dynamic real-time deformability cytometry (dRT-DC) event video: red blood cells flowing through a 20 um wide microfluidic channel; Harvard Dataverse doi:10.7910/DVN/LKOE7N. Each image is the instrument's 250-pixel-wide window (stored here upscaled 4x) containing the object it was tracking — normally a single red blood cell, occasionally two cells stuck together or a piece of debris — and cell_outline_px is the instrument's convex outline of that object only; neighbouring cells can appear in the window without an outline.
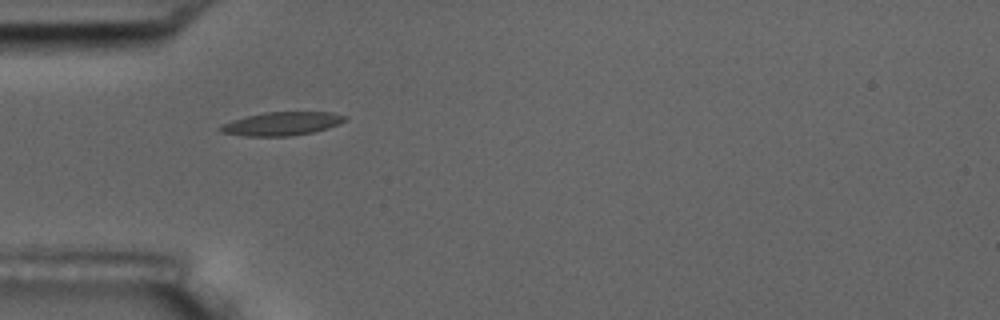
{"species": "common noctule bat (a hibernating species)", "species_latin": "Nyctalus noctula", "temperature_condition": "room temperature", "stored_images_in_passage": 5, "camera_frame_rate_fps": 3000, "um_per_image_px": 0.085, "animal": {"sex": "male", "body_mass_g": 17.5, "forearm_length_mm": 52.3}, "frame": {"image": 1, "passage_image": 1, "time_ms": 0.0, "image_size_px": [1000, 320], "cell_outline_px": [[348, 120], [340, 124], [328, 128], [312, 132], [288, 136], [244, 136], [220, 132], [216, 128], [232, 120], [264, 112], [332, 112], [348, 116]], "centroid_in_image_um": [23.99, 10.51], "position_along_channel_um": 61.0, "area_um2": 17.11}}
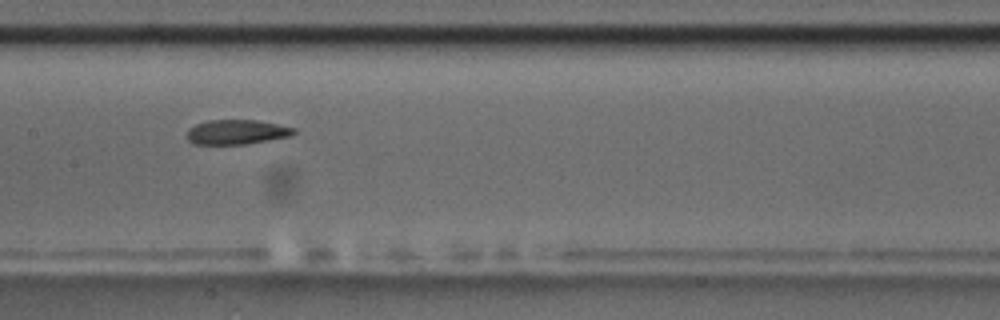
{"frame": {"image": 2, "passage_image": 4, "time_ms": 3.667, "image_size_px": [1000, 320], "cell_outline_px": [[296, 132], [292, 136], [248, 144], [192, 144], [188, 140], [188, 128], [196, 124], [208, 120], [256, 120], [296, 128]], "centroid_in_image_um": [20.13, 11.23], "position_along_channel_um": 187.3, "area_um2": 15.43}}
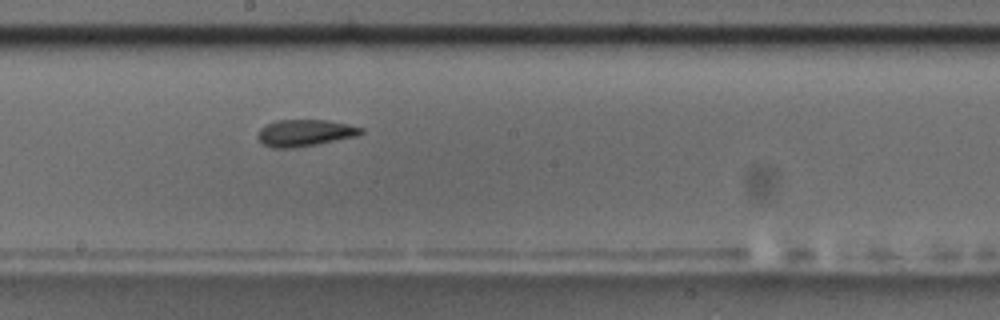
{"frame": {"image": 3, "passage_image": 5, "time_ms": 4.667, "image_size_px": [1000, 320], "cell_outline_px": [[364, 132], [360, 136], [316, 144], [292, 148], [272, 148], [260, 144], [256, 136], [260, 128], [276, 120], [328, 120], [348, 124], [364, 128]], "centroid_in_image_um": [25.92, 11.3], "position_along_channel_um": 222.3, "area_um2": 16.36}}